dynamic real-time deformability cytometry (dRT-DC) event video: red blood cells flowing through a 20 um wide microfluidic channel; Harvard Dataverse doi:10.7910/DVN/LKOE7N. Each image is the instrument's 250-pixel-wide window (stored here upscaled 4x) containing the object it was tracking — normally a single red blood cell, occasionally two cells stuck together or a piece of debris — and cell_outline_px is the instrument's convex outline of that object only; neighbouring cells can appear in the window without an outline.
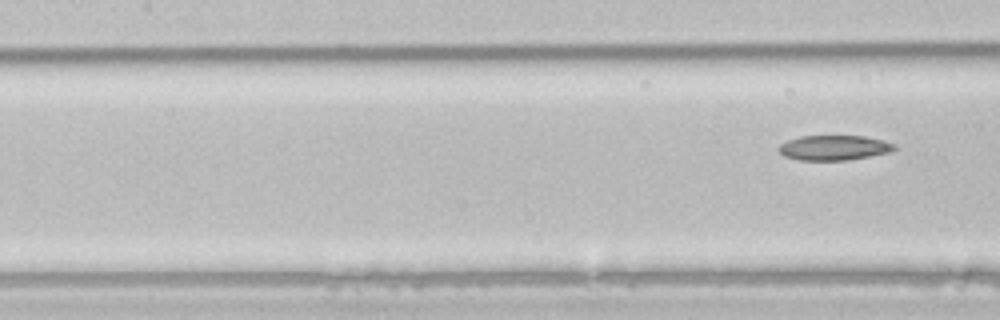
{"species": "common noctule bat (a hibernating species)", "species_latin": "Nyctalus noctula", "temperature_condition": "room temperature", "stored_images_in_passage": 5, "segment_of_instrument_passage": [2, 2], "camera_frame_rate_fps": 3000, "um_per_image_px": 0.085, "animal": {"sex": "male", "body_mass_g": 21.5, "forearm_length_mm": 52.0}, "frame": {"image": 1, "passage_image": 5, "time_ms": 1.333, "image_size_px": [1000, 320], "cell_outline_px": [[896, 148], [892, 152], [848, 160], [800, 160], [784, 156], [776, 148], [780, 144], [788, 140], [800, 136], [864, 136], [884, 140], [896, 144]], "centroid_in_image_um": [70.91, 12.55], "position_along_channel_um": 136.5, "area_um2": 16.94}}